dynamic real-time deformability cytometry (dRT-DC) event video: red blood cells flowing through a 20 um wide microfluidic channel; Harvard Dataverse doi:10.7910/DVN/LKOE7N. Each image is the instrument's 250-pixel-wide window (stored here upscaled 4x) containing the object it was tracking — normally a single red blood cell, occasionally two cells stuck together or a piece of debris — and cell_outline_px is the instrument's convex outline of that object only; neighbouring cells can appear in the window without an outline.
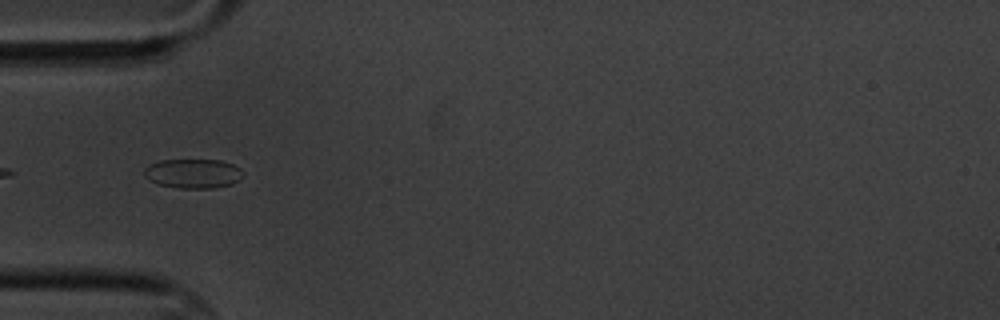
{"species": "common noctule bat (a hibernating species)", "species_latin": "Nyctalus noctula", "temperature_condition": "cold", "stored_images_in_passage": 10, "camera_frame_rate_fps": 3000, "um_per_image_px": 0.085, "animal": {"sex": "male", "body_mass_g": 20.1, "forearm_length_mm": 53.5}, "frame": {"image": 1, "passage_image": 5, "time_ms": 5.0, "image_size_px": [1000, 320], "cell_outline_px": [[244, 176], [240, 180], [232, 184], [216, 188], [180, 188], [156, 184], [148, 180], [144, 176], [144, 168], [148, 164], [160, 160], [220, 160], [232, 164], [240, 168], [244, 172]], "centroid_in_image_um": [16.41, 14.75], "position_along_channel_um": 68.6, "area_um2": 17.22}}
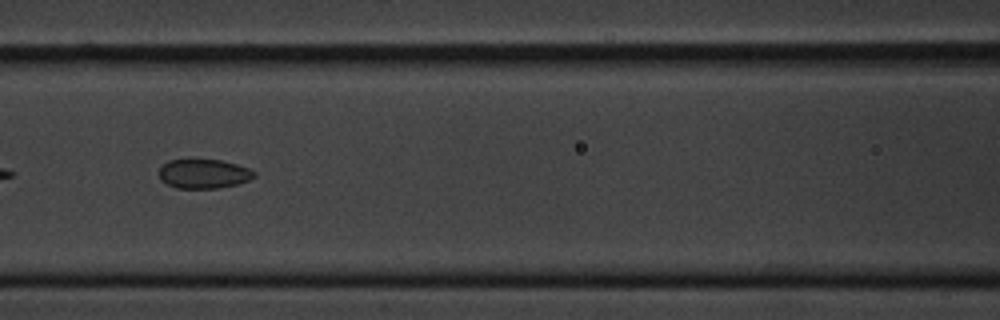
{"frame": {"image": 2, "passage_image": 7, "time_ms": 7.333, "image_size_px": [1000, 320], "cell_outline_px": [[256, 176], [248, 180], [236, 184], [216, 188], [176, 188], [160, 180], [160, 168], [168, 160], [192, 156], [220, 160], [236, 164], [248, 168], [256, 172]], "centroid_in_image_um": [17.28, 14.71], "position_along_channel_um": 149.3, "area_um2": 16.76}}
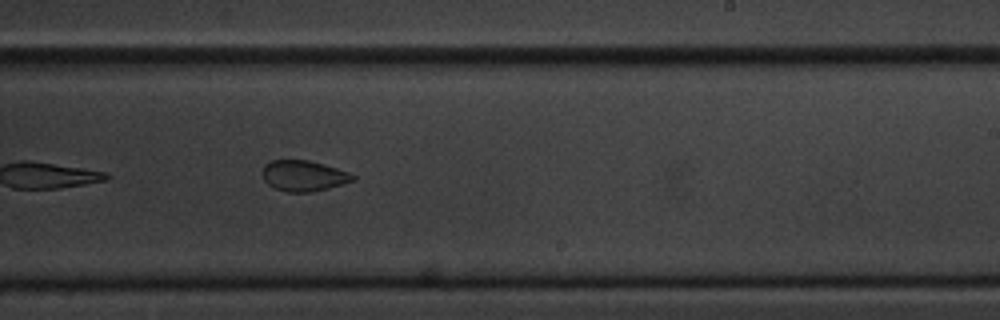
{"frame": {"image": 3, "passage_image": 10, "time_ms": 10.667, "image_size_px": [1000, 320], "cell_outline_px": [[356, 180], [328, 188], [312, 192], [288, 192], [276, 188], [268, 184], [264, 180], [264, 164], [272, 160], [308, 160], [324, 164], [348, 172], [356, 176]], "centroid_in_image_um": [25.84, 14.94], "position_along_channel_um": 263.2, "area_um2": 16.07}}